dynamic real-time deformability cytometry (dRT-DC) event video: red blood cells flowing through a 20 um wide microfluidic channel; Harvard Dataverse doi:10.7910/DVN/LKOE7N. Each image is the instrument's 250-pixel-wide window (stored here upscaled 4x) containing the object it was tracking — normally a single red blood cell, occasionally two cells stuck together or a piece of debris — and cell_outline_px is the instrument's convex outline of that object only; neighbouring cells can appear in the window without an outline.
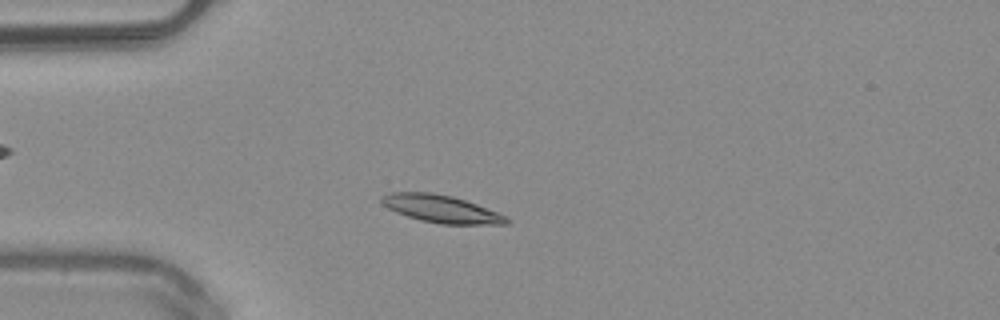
{"species": "common noctule bat (a hibernating species)", "species_latin": "Nyctalus noctula", "temperature_condition": "warm", "stored_images_in_passage": 48, "camera_frame_rate_fps": 3000, "um_per_image_px": 0.085, "animal": {"sex": "male", "body_mass_g": 20.4}, "frame": {"image": 1, "passage_image": 11, "time_ms": 3.333, "image_size_px": [1000, 320], "cell_outline_px": [[512, 220], [508, 224], [440, 224], [420, 220], [396, 212], [388, 208], [380, 200], [380, 196], [388, 192], [432, 192], [452, 196], [476, 204], [508, 216]], "centroid_in_image_um": [37.51, 17.75], "position_along_channel_um": 47.5, "area_um2": 20.11}}
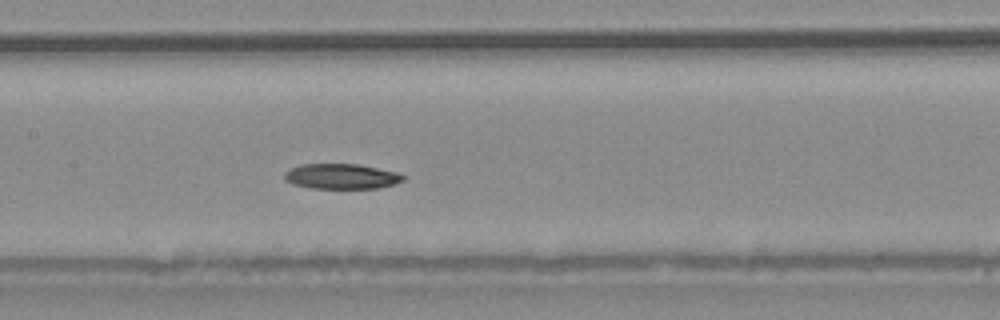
{"frame": {"image": 2, "passage_image": 22, "time_ms": 7.0, "image_size_px": [1000, 320], "cell_outline_px": [[404, 180], [396, 184], [380, 188], [312, 188], [292, 184], [284, 180], [284, 172], [300, 164], [356, 164], [400, 172], [404, 176]], "centroid_in_image_um": [29.04, 14.99], "position_along_channel_um": 178.4, "area_um2": 17.57}}
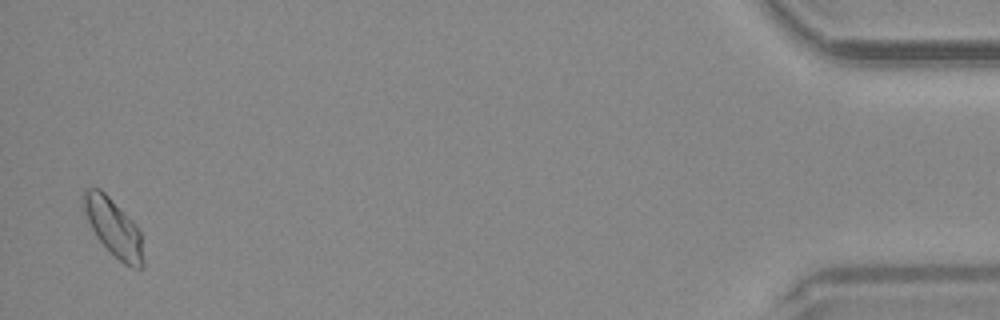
{"frame": {"image": 3, "passage_image": 47, "time_ms": 15.333, "image_size_px": [1000, 320], "cell_outline_px": [[144, 268], [132, 268], [124, 264], [96, 236], [80, 204], [80, 196], [88, 188], [100, 188], [136, 224], [140, 232], [144, 260]], "centroid_in_image_um": [9.63, 19.32], "position_along_channel_um": 425.6, "area_um2": 19.94}, "authors_computed_cell_mechanics": {"area_um2": 18.4382, "velocity_mm_per_s": 4.0034, "shape_relaxation_time_tau1_ms": 3.3874, "shape_relaxation_time_tau2_ms": null, "deformation_change_tau1": 0.0921, "deformation_change_tau2": null}}